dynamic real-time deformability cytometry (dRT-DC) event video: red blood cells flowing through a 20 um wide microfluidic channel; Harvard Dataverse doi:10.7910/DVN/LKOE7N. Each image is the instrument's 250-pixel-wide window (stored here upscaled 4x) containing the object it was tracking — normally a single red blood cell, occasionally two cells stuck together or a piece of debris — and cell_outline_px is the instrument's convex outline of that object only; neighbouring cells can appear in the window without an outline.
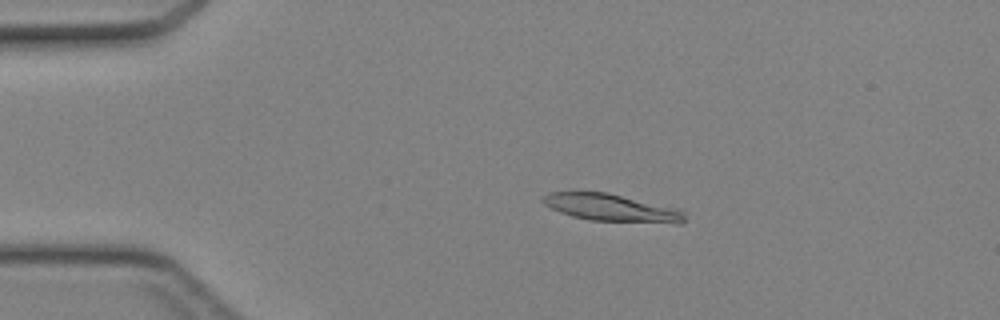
{"species": "Egyptian fruit bat (a non-hibernating species)", "species_latin": "Rousettus aegyptiacus", "temperature_condition": "cold", "stored_images_in_passage": 16, "camera_frame_rate_fps": 3000, "um_per_image_px": 0.085, "animal": {"sex": "female"}, "frame": {"image": 1, "passage_image": 9, "time_ms": 2.667, "image_size_px": [1000, 320], "cell_outline_px": [[684, 220], [680, 224], [676, 224], [592, 220], [572, 216], [560, 212], [544, 204], [540, 200], [548, 192], [604, 192], [680, 208], [684, 212]], "centroid_in_image_um": [52.03, 17.67], "position_along_channel_um": 33.0, "area_um2": 22.66}}
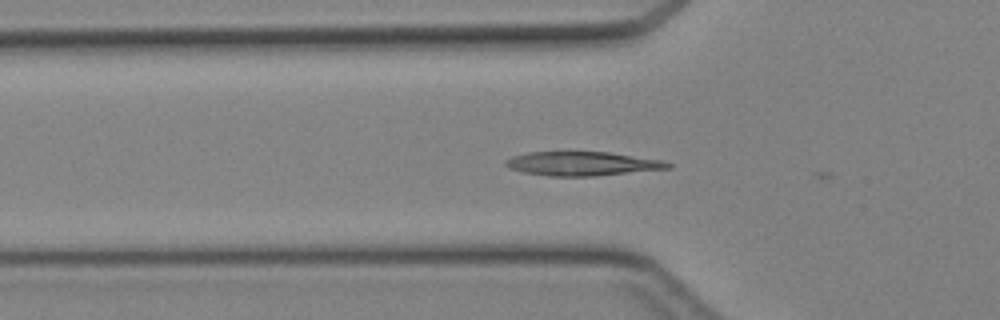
{"frame": {"image": 2, "passage_image": 15, "time_ms": 4.667, "image_size_px": [1000, 320], "cell_outline_px": [[672, 168], [596, 176], [548, 176], [524, 172], [508, 168], [504, 164], [504, 160], [512, 156], [528, 152], [608, 152], [664, 160], [672, 164]], "centroid_in_image_um": [49.5, 13.91], "position_along_channel_um": 76.3, "area_um2": 22.83}}